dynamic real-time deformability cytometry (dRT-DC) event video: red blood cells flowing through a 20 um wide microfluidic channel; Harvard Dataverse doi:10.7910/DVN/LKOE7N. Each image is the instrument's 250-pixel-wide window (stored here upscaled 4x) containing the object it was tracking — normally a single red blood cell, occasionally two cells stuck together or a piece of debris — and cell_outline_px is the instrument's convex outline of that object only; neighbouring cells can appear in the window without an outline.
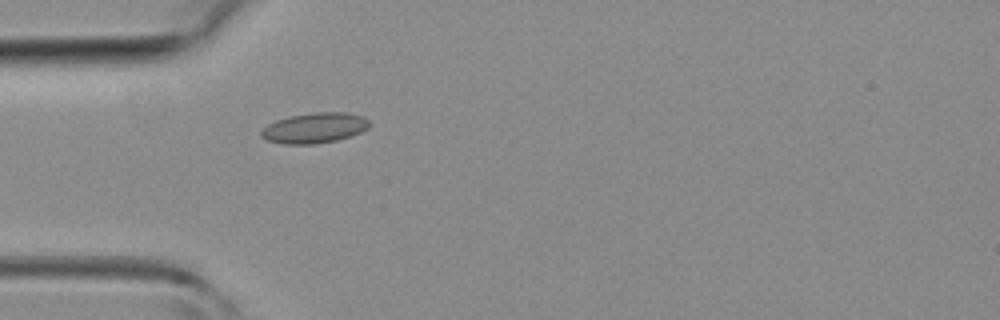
{"species": "common noctule bat (a hibernating species)", "species_latin": "Nyctalus noctula", "temperature_condition": "room temperature", "stored_images_in_passage": 43, "camera_frame_rate_fps": 3000, "um_per_image_px": 0.085, "animal": {"sex": "female", "body_mass_g": 19.3, "forearm_length_mm": 54.1}, "frame": {"image": 1, "passage_image": 13, "time_ms": 4.0, "image_size_px": [1000, 320], "cell_outline_px": [[368, 128], [360, 132], [336, 140], [312, 144], [284, 144], [268, 140], [260, 136], [260, 132], [268, 124], [276, 120], [288, 116], [312, 112], [348, 112], [364, 116], [368, 120]], "centroid_in_image_um": [26.72, 10.86], "position_along_channel_um": 58.3, "area_um2": 19.07}}
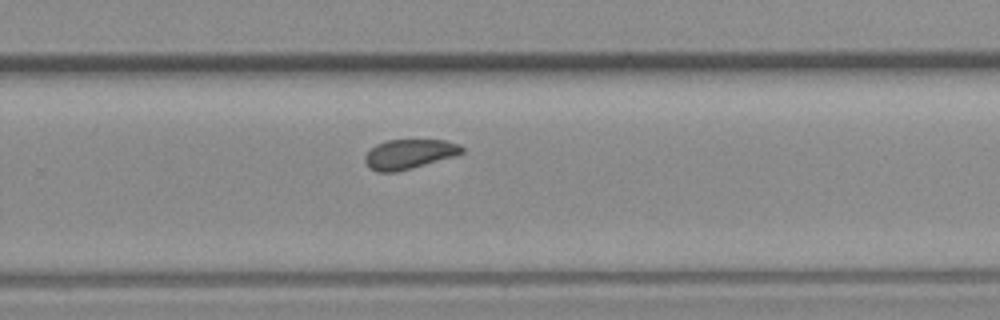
{"frame": {"image": 2, "passage_image": 28, "time_ms": 9.0, "image_size_px": [1000, 320], "cell_outline_px": [[464, 152], [456, 156], [412, 168], [396, 172], [376, 172], [368, 168], [364, 160], [364, 156], [376, 144], [388, 140], [444, 140], [460, 144], [464, 148]], "centroid_in_image_um": [34.79, 13.1], "position_along_channel_um": 295.0, "area_um2": 16.88}}
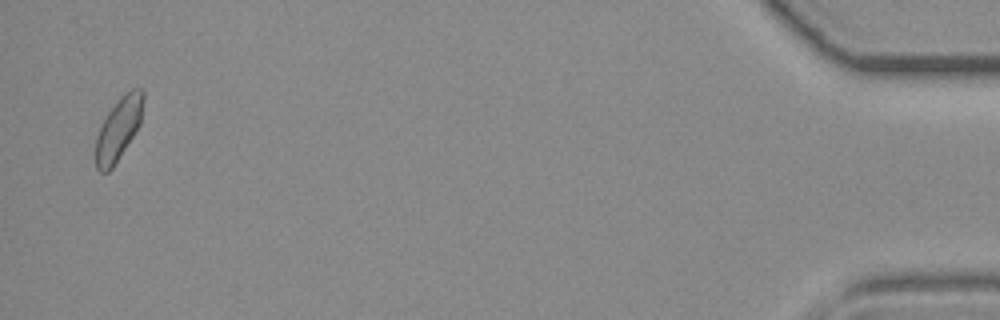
{"frame": {"image": 3, "passage_image": 42, "time_ms": 13.667, "image_size_px": [1000, 320], "cell_outline_px": [[144, 100], [140, 124], [112, 168], [108, 172], [100, 172], [96, 168], [96, 136], [100, 124], [108, 112], [120, 96], [124, 92], [132, 88], [140, 88], [144, 92]], "centroid_in_image_um": [10.07, 10.91], "position_along_channel_um": 425.1, "area_um2": 17.34}}